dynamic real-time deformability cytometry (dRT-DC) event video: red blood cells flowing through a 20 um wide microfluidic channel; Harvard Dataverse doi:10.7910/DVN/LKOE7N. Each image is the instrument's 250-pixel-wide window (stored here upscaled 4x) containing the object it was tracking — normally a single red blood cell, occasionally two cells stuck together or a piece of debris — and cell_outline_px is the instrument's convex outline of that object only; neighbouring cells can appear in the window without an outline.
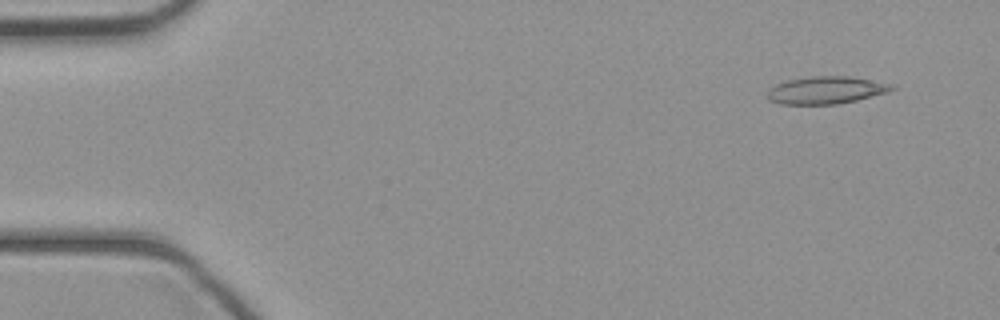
{"species": "common noctule bat (a hibernating species)", "species_latin": "Nyctalus noctula", "temperature_condition": "cold", "stored_images_in_passage": 44, "camera_frame_rate_fps": 3000, "um_per_image_px": 0.085, "animal": {"sex": "female", "body_mass_g": 21.9}, "frame": {"image": 1, "passage_image": 3, "time_ms": 0.667, "image_size_px": [1000, 320], "cell_outline_px": [[896, 88], [888, 92], [856, 100], [836, 104], [780, 104], [768, 100], [768, 88], [776, 84], [788, 80], [812, 76], [848, 76], [892, 84]], "centroid_in_image_um": [70.19, 7.66], "position_along_channel_um": 14.8, "area_um2": 19.77}}
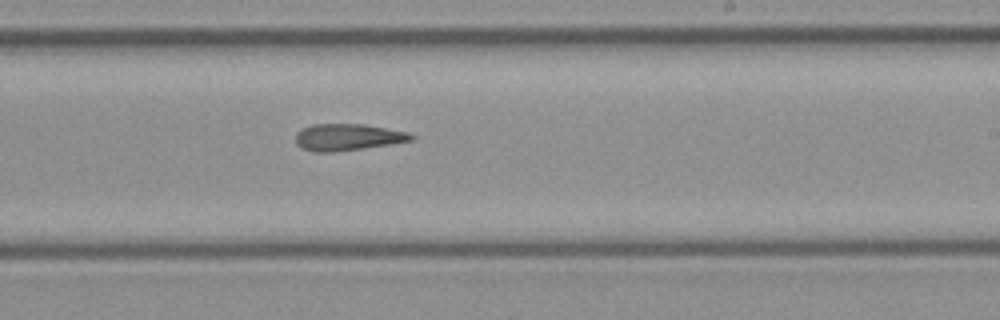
{"frame": {"image": 2, "passage_image": 26, "time_ms": 8.333, "image_size_px": [1000, 320], "cell_outline_px": [[416, 140], [392, 144], [364, 148], [332, 152], [316, 152], [300, 148], [296, 144], [296, 132], [312, 124], [364, 124], [408, 132], [416, 136]], "centroid_in_image_um": [29.58, 11.66], "position_along_channel_um": 259.4, "area_um2": 18.15}}
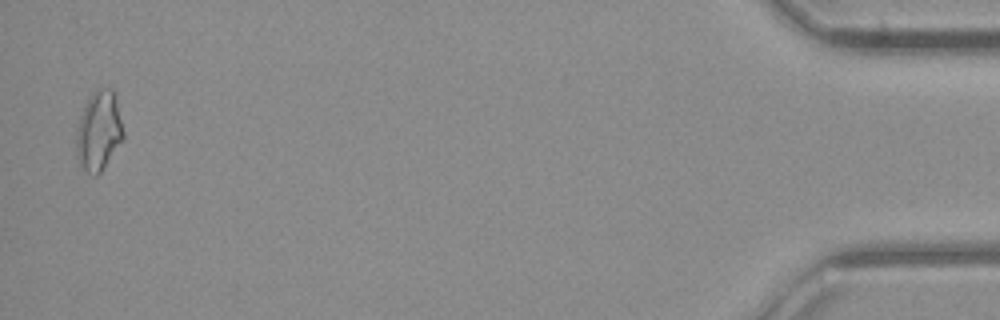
{"frame": {"image": 3, "passage_image": 43, "time_ms": 14.0, "image_size_px": [1000, 320], "cell_outline_px": [[124, 140], [104, 168], [96, 176], [92, 176], [84, 172], [80, 168], [76, 156], [76, 128], [80, 116], [88, 96], [96, 88], [112, 88], [116, 96], [124, 132]], "centroid_in_image_um": [8.39, 11.16], "position_along_channel_um": 426.8, "area_um2": 22.54}}